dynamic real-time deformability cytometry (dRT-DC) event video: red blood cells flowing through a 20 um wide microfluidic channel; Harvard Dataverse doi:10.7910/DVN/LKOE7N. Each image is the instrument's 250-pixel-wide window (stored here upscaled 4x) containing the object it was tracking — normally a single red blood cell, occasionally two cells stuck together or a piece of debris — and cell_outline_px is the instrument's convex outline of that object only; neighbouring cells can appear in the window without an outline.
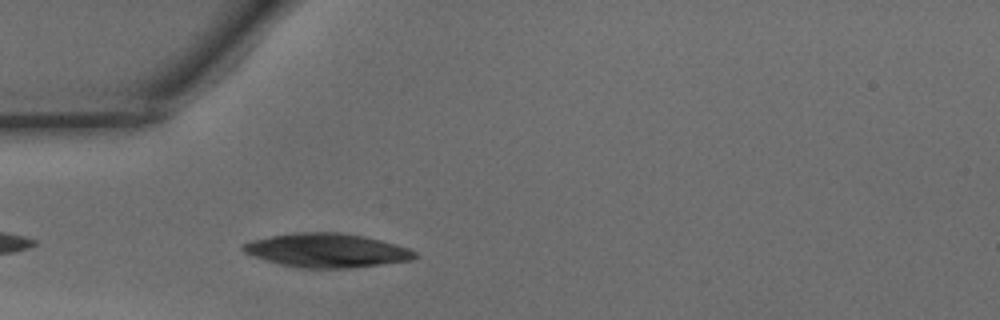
{"species": "common noctule bat (a hibernating species)", "species_latin": "Nyctalus noctula", "temperature_condition": "warm", "stored_images_in_passage": 15, "camera_frame_rate_fps": 3000, "um_per_image_px": 0.085, "animal": {"sex": "male", "body_mass_g": 15.6}, "frame": {"image": 1, "passage_image": 3, "time_ms": 0.667, "image_size_px": [1000, 320], "cell_outline_px": [[420, 256], [412, 260], [348, 268], [300, 268], [280, 264], [264, 260], [244, 252], [240, 248], [244, 244], [252, 240], [272, 236], [296, 232], [340, 232], [364, 236], [396, 244], [408, 248], [416, 252]], "centroid_in_image_um": [27.79, 21.28], "position_along_channel_um": 57.2, "area_um2": 33.87}}